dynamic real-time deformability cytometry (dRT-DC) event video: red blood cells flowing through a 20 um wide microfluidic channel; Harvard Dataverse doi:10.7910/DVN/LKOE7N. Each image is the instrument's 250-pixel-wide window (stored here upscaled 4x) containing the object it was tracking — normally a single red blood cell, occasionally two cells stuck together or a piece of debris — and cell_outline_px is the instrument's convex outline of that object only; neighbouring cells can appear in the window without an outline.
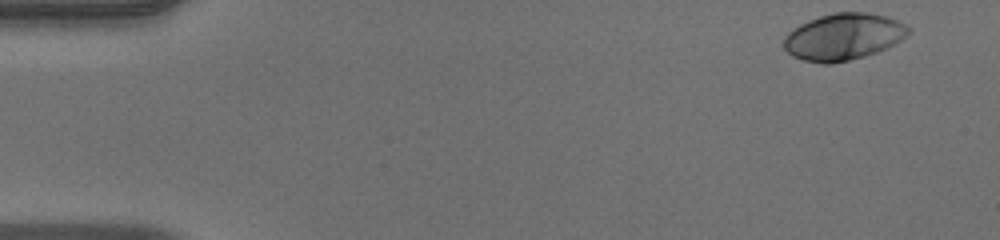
{"species": "human", "species_latin": "Homo sapiens", "temperature_condition": "warm", "stored_images_in_passage": 50, "camera_frame_rate_fps": 3000, "um_per_image_px": 0.085, "donor": {"sex": "male"}, "frame": {"image": 1, "passage_image": 1, "time_ms": 0.0, "image_size_px": [1000, 240], "cell_outline_px": [[908, 32], [900, 40], [876, 52], [864, 56], [832, 64], [824, 64], [804, 60], [792, 56], [784, 48], [784, 36], [788, 32], [800, 24], [808, 20], [820, 16], [836, 12], [864, 12], [884, 16], [896, 20], [904, 24], [908, 28]], "centroid_in_image_um": [71.62, 3.13], "position_along_channel_um": 13.4, "area_um2": 33.41}}
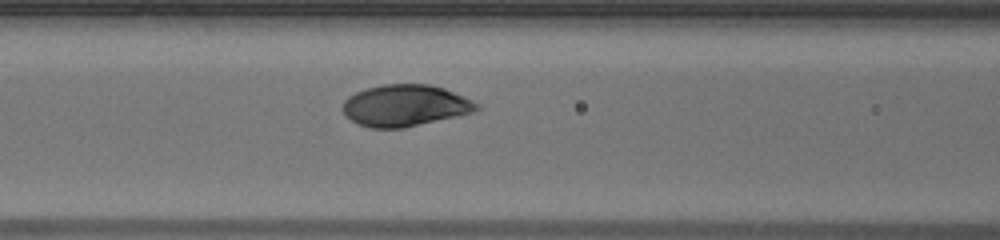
{"frame": {"image": 2, "passage_image": 20, "time_ms": 6.333, "image_size_px": [1000, 240], "cell_outline_px": [[480, 108], [476, 112], [404, 128], [368, 128], [352, 120], [340, 108], [344, 100], [348, 96], [356, 92], [368, 88], [384, 84], [428, 84], [444, 88], [472, 100], [480, 104]], "centroid_in_image_um": [34.45, 8.97], "position_along_channel_um": 132.1, "area_um2": 32.54}}
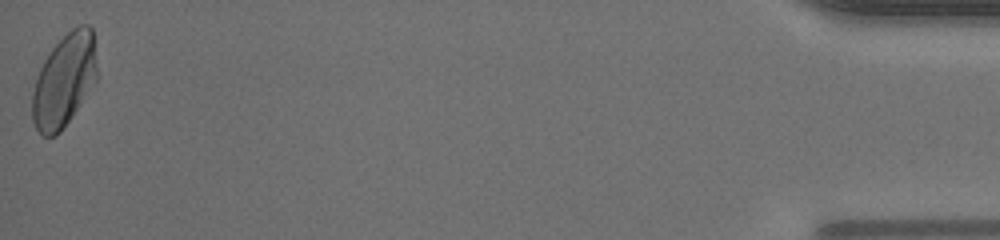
{"frame": {"image": 3, "passage_image": 50, "time_ms": 16.333, "image_size_px": [1000, 240], "cell_outline_px": [[96, 84], [60, 132], [56, 136], [44, 136], [36, 128], [32, 120], [32, 92], [40, 68], [44, 60], [52, 48], [72, 28], [80, 24], [88, 24], [92, 28], [96, 68]], "centroid_in_image_um": [5.46, 6.86], "position_along_channel_um": 429.7, "area_um2": 34.85}, "authors_computed_cell_mechanics": {"area_um2": 32.6859, "velocity_mm_per_s": 3.9316, "shape_relaxation_time_tau1_ms": 1.9521, "shape_relaxation_time_tau2_ms": null, "deformation_change_tau1": 0.1376, "deformation_change_tau2": null}}